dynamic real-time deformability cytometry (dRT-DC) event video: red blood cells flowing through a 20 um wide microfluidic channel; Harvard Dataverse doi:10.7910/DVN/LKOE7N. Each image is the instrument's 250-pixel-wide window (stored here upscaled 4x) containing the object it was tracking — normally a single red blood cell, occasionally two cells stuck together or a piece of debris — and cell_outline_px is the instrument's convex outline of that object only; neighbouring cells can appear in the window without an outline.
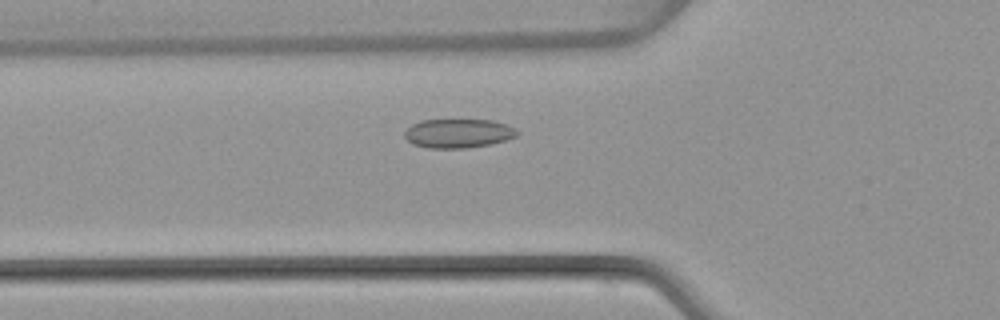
{"species": "common noctule bat (a hibernating species)", "species_latin": "Nyctalus noctula", "temperature_condition": "warm", "stored_images_in_passage": 45, "camera_frame_rate_fps": 3000, "um_per_image_px": 0.085, "animal": {"sex": "female", "body_mass_g": 22.7, "forearm_length_mm": 54.2}, "frame": {"image": 1, "passage_image": 12, "time_ms": 3.667, "image_size_px": [1000, 320], "cell_outline_px": [[520, 132], [516, 136], [492, 144], [468, 148], [428, 148], [412, 144], [404, 136], [404, 132], [412, 124], [420, 120], [492, 120], [508, 124], [516, 128]], "centroid_in_image_um": [38.97, 11.33], "position_along_channel_um": 86.8, "area_um2": 19.19}}
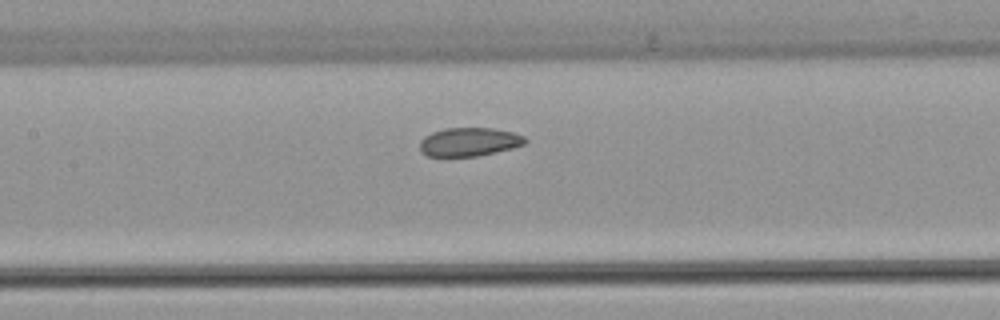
{"frame": {"image": 2, "passage_image": 18, "time_ms": 5.667, "image_size_px": [1000, 320], "cell_outline_px": [[528, 140], [524, 144], [512, 148], [496, 152], [476, 156], [428, 156], [420, 152], [420, 140], [424, 136], [432, 132], [444, 128], [492, 128], [512, 132], [524, 136]], "centroid_in_image_um": [39.86, 12.06], "position_along_channel_um": 167.5, "area_um2": 17.57}}
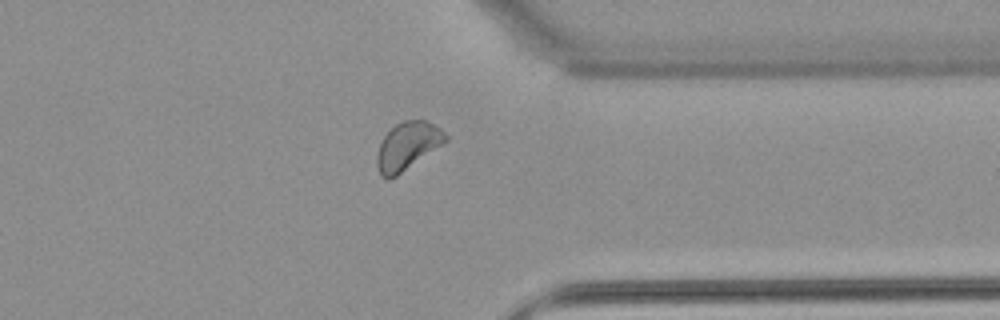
{"frame": {"image": 3, "passage_image": 34, "time_ms": 11.0, "image_size_px": [1000, 320], "cell_outline_px": [[448, 140], [396, 176], [388, 180], [380, 176], [376, 164], [376, 156], [380, 144], [384, 136], [396, 124], [404, 120], [428, 120], [440, 128], [448, 136]], "centroid_in_image_um": [34.63, 12.41], "position_along_channel_um": 376.8, "area_um2": 18.96}, "authors_computed_cell_mechanics": {"area_um2": 18.785, "velocity_mm_per_s": 4.018, "shape_relaxation_time_tau1_ms": 1.9433, "shape_relaxation_time_tau2_ms": 4.4453, "deformation_change_tau1": 0.0441, "deformation_change_tau2": 0.0565}}